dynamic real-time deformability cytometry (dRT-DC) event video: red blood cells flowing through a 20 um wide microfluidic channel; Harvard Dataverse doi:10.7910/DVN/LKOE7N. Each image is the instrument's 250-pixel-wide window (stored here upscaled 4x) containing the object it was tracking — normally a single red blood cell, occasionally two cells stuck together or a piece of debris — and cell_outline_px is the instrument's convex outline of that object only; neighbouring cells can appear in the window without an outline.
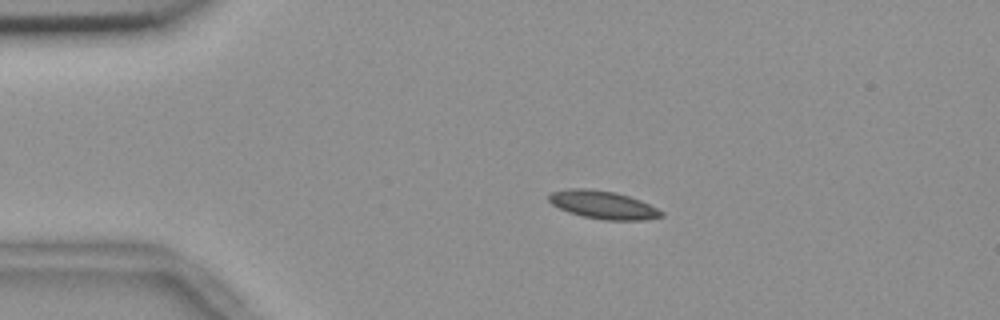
{"species": "common noctule bat (a hibernating species)", "species_latin": "Nyctalus noctula", "temperature_condition": "room temperature", "stored_images_in_passage": 3, "camera_frame_rate_fps": 3000, "um_per_image_px": 0.085, "animal": {"sex": "female", "body_mass_g": 18.4}, "frame": {"image": 1, "passage_image": 1, "time_ms": 0.0, "image_size_px": [1000, 320], "cell_outline_px": [[664, 216], [648, 220], [604, 220], [584, 216], [568, 212], [552, 204], [548, 200], [548, 196], [552, 192], [572, 188], [584, 188], [616, 192], [640, 200], [664, 212]], "centroid_in_image_um": [51.28, 17.42], "position_along_channel_um": 33.7, "area_um2": 18.26}}
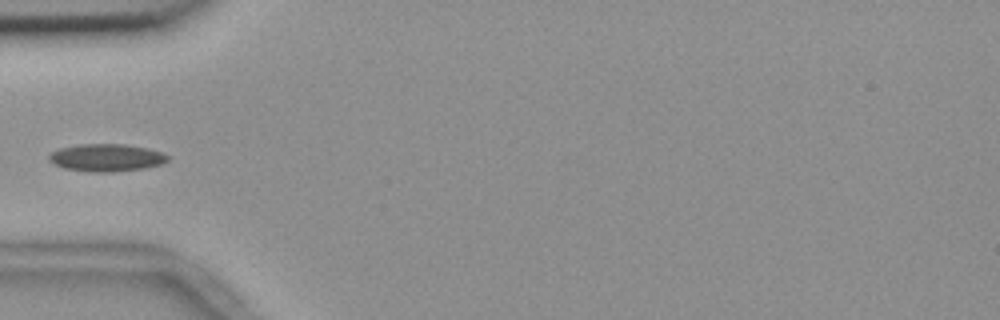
{"frame": {"image": 2, "passage_image": 3, "time_ms": 0.667, "image_size_px": [1000, 320], "cell_outline_px": [[168, 160], [160, 164], [144, 168], [112, 172], [88, 172], [64, 168], [48, 160], [48, 156], [52, 152], [60, 148], [80, 144], [124, 144], [144, 148], [160, 152], [168, 156]], "centroid_in_image_um": [9.0, 13.41], "position_along_channel_um": 76.0, "area_um2": 18.79}}